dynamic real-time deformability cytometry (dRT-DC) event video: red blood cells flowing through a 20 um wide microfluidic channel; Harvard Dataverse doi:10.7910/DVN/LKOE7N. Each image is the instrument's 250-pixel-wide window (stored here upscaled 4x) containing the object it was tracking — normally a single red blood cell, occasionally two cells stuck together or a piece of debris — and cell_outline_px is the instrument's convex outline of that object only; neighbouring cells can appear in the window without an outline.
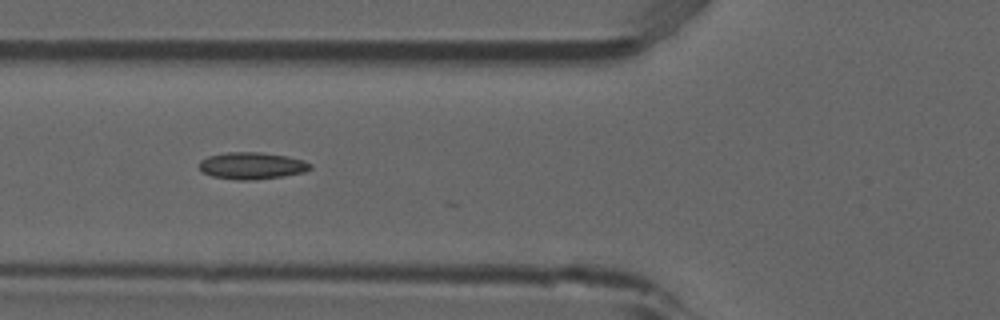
{"species": "common noctule bat (a hibernating species)", "species_latin": "Nyctalus noctula", "temperature_condition": "room temperature", "stored_images_in_passage": 13, "camera_frame_rate_fps": 3000, "um_per_image_px": 0.085, "animal": {"sex": "male", "forearm_length_mm": 52.5}, "frame": {"image": 1, "passage_image": 9, "time_ms": 2.667, "image_size_px": [1000, 320], "cell_outline_px": [[312, 168], [304, 172], [284, 176], [252, 180], [236, 180], [212, 176], [200, 172], [200, 160], [208, 156], [228, 152], [260, 152], [288, 156], [304, 160], [312, 164]], "centroid_in_image_um": [21.42, 14.08], "position_along_channel_um": 104.4, "area_um2": 17.57}}
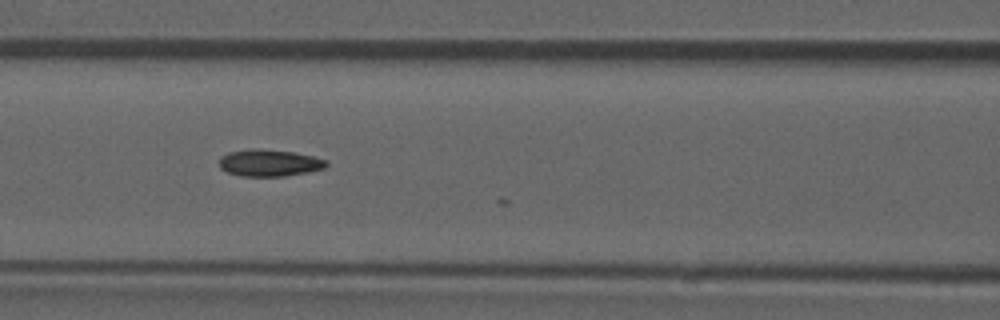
{"frame": {"image": 2, "passage_image": 12, "time_ms": 3.667, "image_size_px": [1000, 320], "cell_outline_px": [[328, 164], [324, 168], [308, 172], [284, 176], [240, 176], [228, 172], [220, 168], [220, 156], [228, 152], [260, 148], [292, 152], [312, 156], [328, 160]], "centroid_in_image_um": [22.89, 13.85], "position_along_channel_um": 143.7, "area_um2": 16.7}}